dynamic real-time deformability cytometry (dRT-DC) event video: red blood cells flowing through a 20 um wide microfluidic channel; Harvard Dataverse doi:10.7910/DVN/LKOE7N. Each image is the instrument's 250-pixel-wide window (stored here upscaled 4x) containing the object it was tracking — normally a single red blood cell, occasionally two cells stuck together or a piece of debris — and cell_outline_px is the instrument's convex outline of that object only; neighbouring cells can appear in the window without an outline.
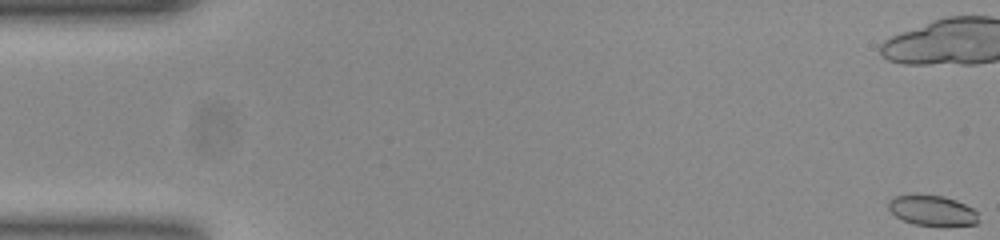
{"species": "common noctule bat (a hibernating species)", "species_latin": "Nyctalus noctula", "temperature_condition": "room temperature", "stored_images_in_passage": 20, "camera_frame_rate_fps": 3000, "um_per_image_px": 0.085, "animal": {"sex": "female", "body_mass_g": 23.0, "forearm_length_mm": 53.4}, "frame": {"image": 1, "passage_image": 1, "time_ms": 0.0, "image_size_px": [1000, 240], "cell_outline_px": [[976, 224], [916, 224], [904, 220], [896, 216], [888, 208], [888, 200], [896, 196], [944, 196], [956, 200], [972, 208], [976, 212]], "centroid_in_image_um": [79.2, 17.87], "position_along_channel_um": 5.8, "area_um2": 14.97}}